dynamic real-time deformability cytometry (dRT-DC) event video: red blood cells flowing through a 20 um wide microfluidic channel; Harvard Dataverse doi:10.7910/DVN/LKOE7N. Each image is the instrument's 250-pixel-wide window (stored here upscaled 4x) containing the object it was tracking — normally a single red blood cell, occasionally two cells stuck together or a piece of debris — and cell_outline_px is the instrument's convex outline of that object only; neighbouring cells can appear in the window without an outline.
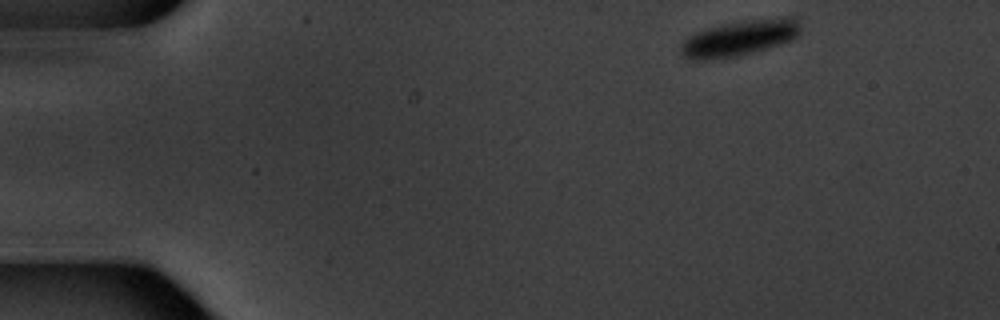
{"species": "common noctule bat (a hibernating species)", "species_latin": "Nyctalus noctula", "temperature_condition": "warm", "stored_images_in_passage": 4, "camera_frame_rate_fps": 3000, "um_per_image_px": 0.085, "animal": {"sex": "male", "body_mass_g": 20.1, "forearm_length_mm": 53.5}, "frame": {"image": 1, "passage_image": 1, "time_ms": 0.0, "image_size_px": [1000, 320], "cell_outline_px": [[800, 36], [792, 40], [780, 44], [752, 52], [736, 56], [704, 60], [688, 60], [680, 52], [680, 44], [688, 36], [696, 32], [720, 24], [780, 16], [792, 16], [800, 24]], "centroid_in_image_um": [62.87, 3.22], "position_along_channel_um": 22.1, "area_um2": 25.03}}
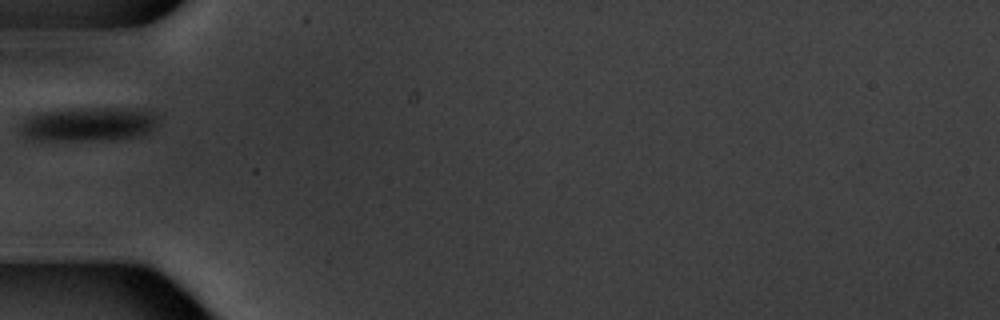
{"frame": {"image": 2, "passage_image": 4, "time_ms": 4.333, "image_size_px": [1000, 320], "cell_outline_px": [[156, 128], [148, 132], [136, 136], [112, 140], [28, 140], [16, 128], [16, 124], [28, 116], [36, 112], [68, 108], [140, 108], [156, 112]], "centroid_in_image_um": [7.43, 10.54], "position_along_channel_um": 77.6, "area_um2": 28.32}}